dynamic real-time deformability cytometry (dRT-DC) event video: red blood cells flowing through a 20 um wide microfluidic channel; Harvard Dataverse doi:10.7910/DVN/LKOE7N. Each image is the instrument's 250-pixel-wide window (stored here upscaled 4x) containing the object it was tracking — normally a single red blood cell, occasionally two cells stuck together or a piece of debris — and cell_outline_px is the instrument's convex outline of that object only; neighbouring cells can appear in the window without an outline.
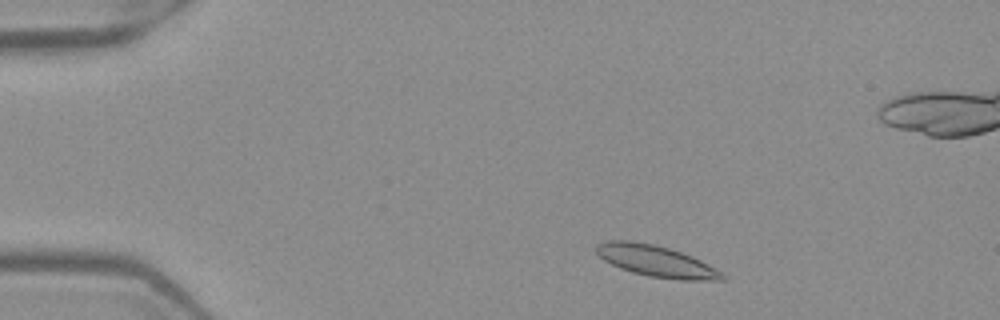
{"species": "Egyptian fruit bat (a non-hibernating species)", "species_latin": "Rousettus aegyptiacus", "temperature_condition": "warm", "stored_images_in_passage": 48, "camera_frame_rate_fps": 3000, "um_per_image_px": 0.085, "frame": {"image": 1, "passage_image": 4, "time_ms": 1.0, "image_size_px": [1000, 320], "cell_outline_px": [[728, 280], [680, 280], [648, 276], [632, 272], [620, 268], [604, 260], [596, 252], [596, 244], [608, 240], [632, 240], [652, 244], [668, 248], [692, 256], [708, 264], [728, 276]], "centroid_in_image_um": [55.79, 22.2], "position_along_channel_um": 29.2, "area_um2": 23.0}}
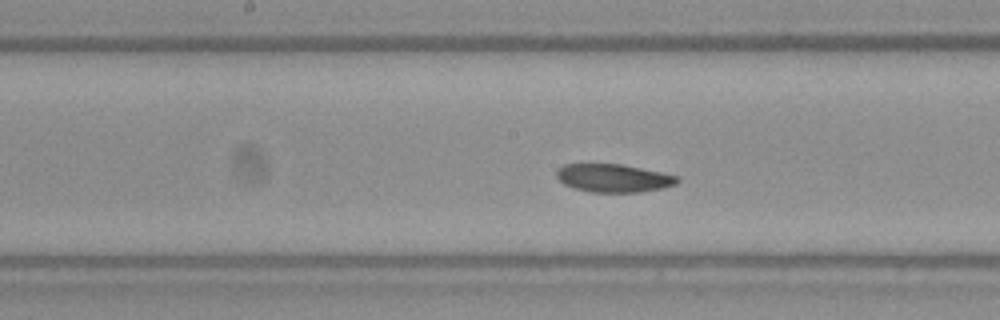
{"frame": {"image": 2, "passage_image": 22, "time_ms": 7.0, "image_size_px": [1000, 320], "cell_outline_px": [[680, 180], [676, 184], [664, 188], [640, 192], [592, 192], [572, 188], [564, 184], [556, 176], [556, 172], [564, 164], [620, 164], [680, 176]], "centroid_in_image_um": [52.17, 15.14], "position_along_channel_um": 196.0, "area_um2": 19.77}}
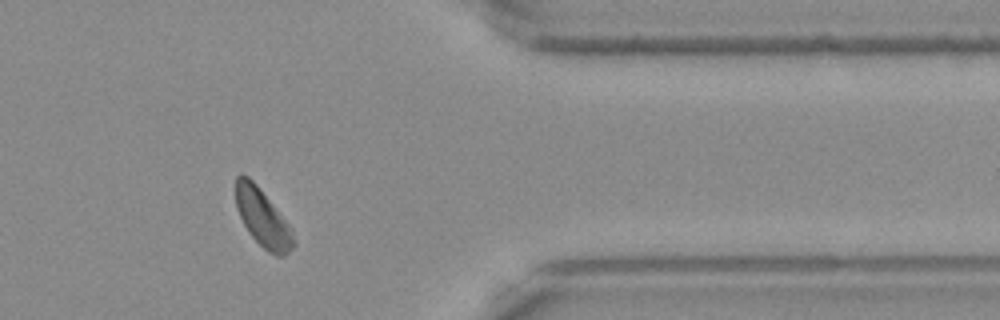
{"frame": {"image": 3, "passage_image": 38, "time_ms": 12.333, "image_size_px": [1000, 320], "cell_outline_px": [[296, 244], [284, 256], [276, 256], [268, 252], [248, 232], [236, 208], [236, 176], [240, 172], [248, 176], [256, 184], [292, 228]], "centroid_in_image_um": [22.33, 18.53], "position_along_channel_um": 389.1, "area_um2": 19.31}}